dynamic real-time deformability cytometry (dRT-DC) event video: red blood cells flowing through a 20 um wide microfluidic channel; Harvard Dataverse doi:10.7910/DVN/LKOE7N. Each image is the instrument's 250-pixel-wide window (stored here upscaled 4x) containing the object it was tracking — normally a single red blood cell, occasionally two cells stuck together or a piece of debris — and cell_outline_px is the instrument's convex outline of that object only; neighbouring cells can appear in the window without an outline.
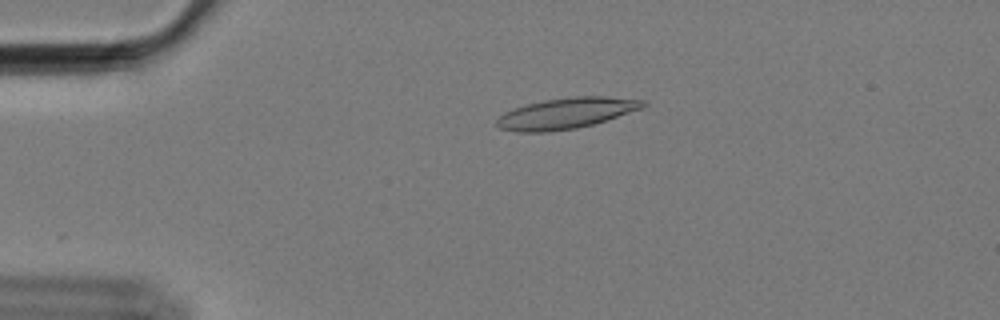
{"species": "Egyptian fruit bat (a non-hibernating species)", "species_latin": "Rousettus aegyptiacus", "temperature_condition": "cold", "stored_images_in_passage": 48, "camera_frame_rate_fps": 3000, "um_per_image_px": 0.085, "animal": {"sex": "female"}, "frame": {"image": 1, "passage_image": 2, "time_ms": 0.333, "image_size_px": [1000, 320], "cell_outline_px": [[648, 104], [644, 108], [592, 124], [576, 128], [548, 132], [516, 132], [500, 128], [496, 124], [496, 120], [504, 112], [512, 108], [544, 100], [576, 96], [608, 96], [648, 100]], "centroid_in_image_um": [48.16, 9.62], "position_along_channel_um": 36.8, "area_um2": 26.41}}
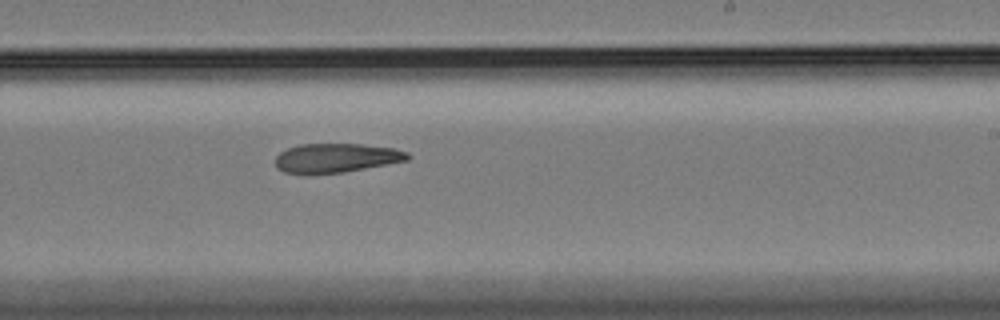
{"frame": {"image": 2, "passage_image": 25, "time_ms": 8.0, "image_size_px": [1000, 320], "cell_outline_px": [[412, 156], [408, 160], [364, 168], [340, 172], [308, 176], [284, 172], [276, 168], [276, 156], [280, 152], [288, 148], [300, 144], [364, 144], [396, 148], [408, 152]], "centroid_in_image_um": [28.55, 13.44], "position_along_channel_um": 260.5, "area_um2": 22.83}}
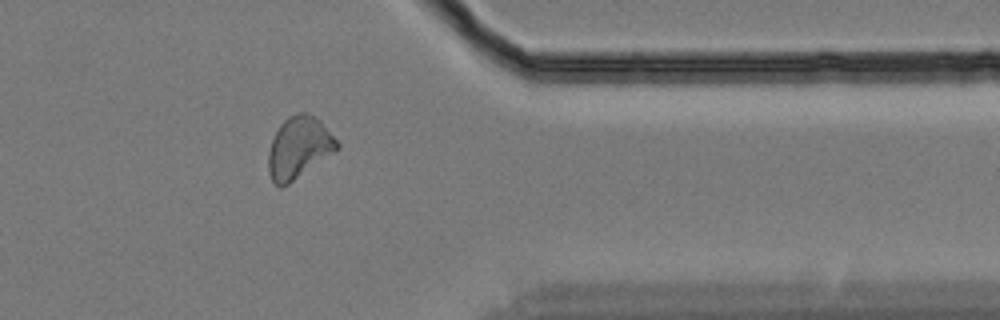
{"frame": {"image": 3, "passage_image": 37, "time_ms": 12.0, "image_size_px": [1000, 320], "cell_outline_px": [[340, 148], [288, 184], [280, 188], [272, 180], [268, 172], [268, 152], [272, 140], [280, 124], [288, 116], [300, 112], [308, 112], [320, 120], [340, 144]], "centroid_in_image_um": [25.4, 12.53], "position_along_channel_um": 386.0, "area_um2": 24.57}, "authors_computed_cell_mechanics": {"area_um2": 23.9003, "velocity_mm_per_s": 3.4134, "shape_relaxation_time_tau1_ms": null, "shape_relaxation_time_tau2_ms": 6.5474, "deformation_change_tau1": null, "deformation_change_tau2": 0.1454}}